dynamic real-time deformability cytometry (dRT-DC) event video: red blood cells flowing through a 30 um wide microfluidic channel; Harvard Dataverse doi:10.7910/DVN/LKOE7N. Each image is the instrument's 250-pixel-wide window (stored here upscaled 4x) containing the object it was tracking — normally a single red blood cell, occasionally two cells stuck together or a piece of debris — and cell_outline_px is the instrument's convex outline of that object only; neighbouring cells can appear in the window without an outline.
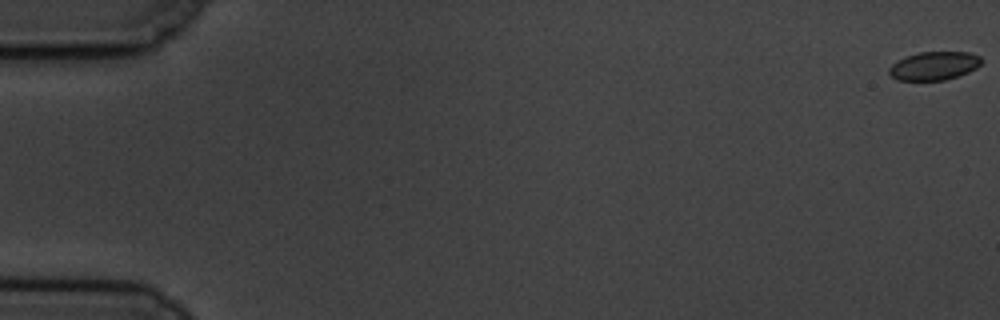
{"species": "common noctule bat (a hibernating species)", "species_latin": "Nyctalus noctula", "temperature_condition": "cold", "stored_images_in_passage": 5, "camera_frame_rate_fps": 3000, "um_per_image_px": 0.085, "animal": {"sex": "male", "body_mass_g": 19.5, "forearm_length_mm": 54.6}, "frame": {"image": 1, "passage_image": 1, "time_ms": 0.0, "image_size_px": [1000, 320], "cell_outline_px": [[984, 60], [976, 68], [968, 72], [944, 80], [896, 80], [888, 72], [888, 68], [892, 64], [908, 56], [920, 52], [968, 52], [980, 56]], "centroid_in_image_um": [79.42, 5.59], "position_along_channel_um": 5.6, "area_um2": 15.14}}